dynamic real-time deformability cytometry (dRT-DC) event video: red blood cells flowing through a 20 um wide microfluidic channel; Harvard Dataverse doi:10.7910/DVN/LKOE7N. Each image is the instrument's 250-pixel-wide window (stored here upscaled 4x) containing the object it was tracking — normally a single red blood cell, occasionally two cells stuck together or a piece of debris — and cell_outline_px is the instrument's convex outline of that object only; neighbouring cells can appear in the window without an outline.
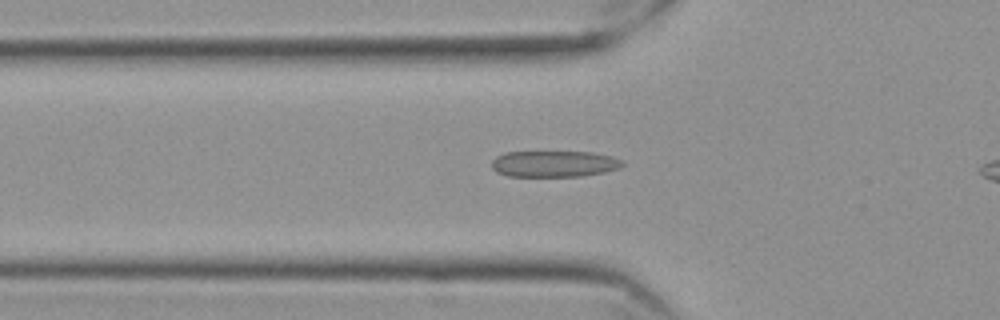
{"species": "Egyptian fruit bat (a non-hibernating species)", "species_latin": "Rousettus aegyptiacus", "temperature_condition": "cold", "stored_images_in_passage": 46, "camera_frame_rate_fps": 3000, "um_per_image_px": 0.085, "frame": {"image": 1, "passage_image": 15, "time_ms": 4.667, "image_size_px": [1000, 320], "cell_outline_px": [[624, 164], [620, 168], [604, 172], [584, 176], [508, 176], [496, 172], [492, 168], [492, 160], [496, 156], [504, 152], [592, 152], [612, 156], [620, 160]], "centroid_in_image_um": [47.09, 13.92], "position_along_channel_um": 78.7, "area_um2": 20.06}}
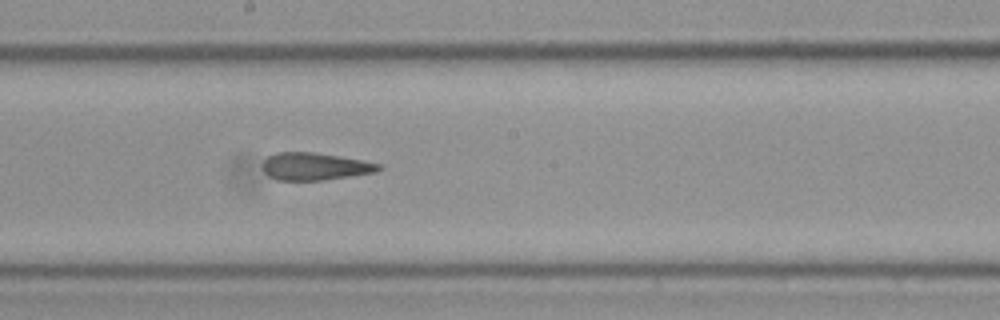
{"frame": {"image": 2, "passage_image": 27, "time_ms": 8.667, "image_size_px": [1000, 320], "cell_outline_px": [[384, 168], [376, 172], [324, 180], [276, 180], [268, 176], [264, 172], [264, 160], [268, 156], [276, 152], [312, 152], [340, 156], [380, 164]], "centroid_in_image_um": [26.76, 14.15], "position_along_channel_um": 221.4, "area_um2": 18.5}}
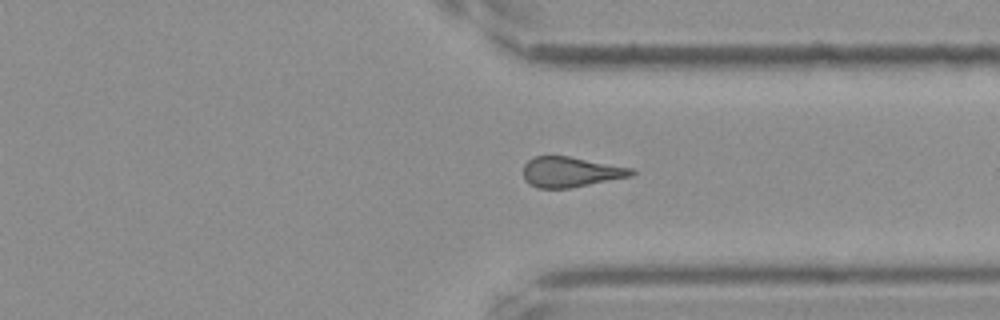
{"frame": {"image": 3, "passage_image": 39, "time_ms": 12.667, "image_size_px": [1000, 320], "cell_outline_px": [[636, 172], [632, 176], [572, 188], [536, 188], [528, 184], [524, 180], [524, 164], [528, 160], [536, 156], [568, 156], [632, 168]], "centroid_in_image_um": [48.49, 14.63], "position_along_channel_um": 362.9, "area_um2": 19.13}}